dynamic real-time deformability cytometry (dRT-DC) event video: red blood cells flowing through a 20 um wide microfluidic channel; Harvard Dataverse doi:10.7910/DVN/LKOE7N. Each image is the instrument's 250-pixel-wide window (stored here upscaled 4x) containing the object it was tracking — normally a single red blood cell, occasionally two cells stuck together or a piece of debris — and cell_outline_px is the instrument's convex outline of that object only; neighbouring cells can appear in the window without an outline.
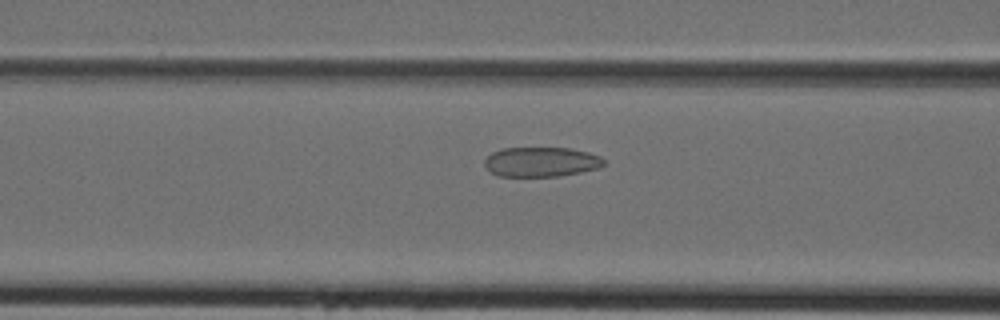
{"species": "Egyptian fruit bat (a non-hibernating species)", "species_latin": "Rousettus aegyptiacus", "temperature_condition": "cold", "stored_images_in_passage": 30, "camera_frame_rate_fps": 3000, "um_per_image_px": 0.085, "animal": {"sex": "female"}, "frame": {"image": 1, "passage_image": 4, "time_ms": 1.0, "image_size_px": [1000, 320], "cell_outline_px": [[604, 164], [600, 168], [560, 176], [496, 176], [484, 164], [484, 160], [492, 152], [504, 148], [568, 148], [588, 152], [600, 156], [604, 160]], "centroid_in_image_um": [46.01, 13.76], "position_along_channel_um": 120.6, "area_um2": 20.58}}
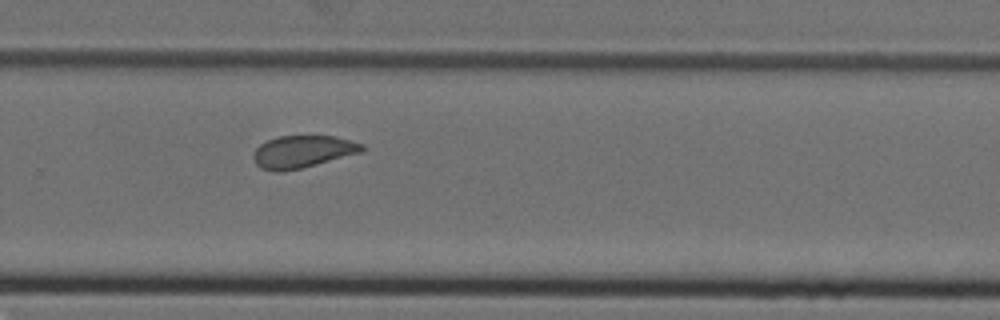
{"frame": {"image": 2, "passage_image": 16, "time_ms": 5.0, "image_size_px": [1000, 320], "cell_outline_px": [[364, 148], [360, 152], [316, 164], [300, 168], [280, 172], [276, 172], [260, 168], [256, 164], [252, 156], [256, 148], [260, 144], [268, 140], [280, 136], [336, 136], [364, 144]], "centroid_in_image_um": [25.69, 12.89], "position_along_channel_um": 304.1, "area_um2": 20.23}}
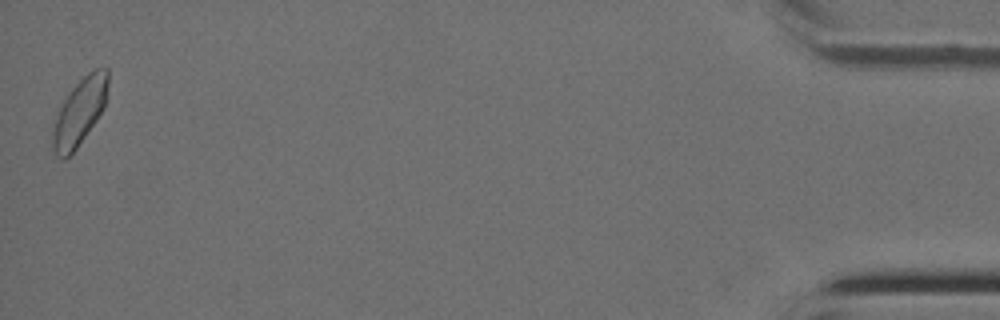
{"frame": {"image": 3, "passage_image": 30, "time_ms": 9.667, "image_size_px": [1000, 320], "cell_outline_px": [[108, 84], [104, 108], [96, 120], [76, 148], [64, 160], [60, 160], [56, 156], [52, 148], [52, 132], [60, 108], [68, 92], [88, 72], [96, 68], [108, 68]], "centroid_in_image_um": [6.76, 9.51], "position_along_channel_um": 428.4, "area_um2": 21.15}}